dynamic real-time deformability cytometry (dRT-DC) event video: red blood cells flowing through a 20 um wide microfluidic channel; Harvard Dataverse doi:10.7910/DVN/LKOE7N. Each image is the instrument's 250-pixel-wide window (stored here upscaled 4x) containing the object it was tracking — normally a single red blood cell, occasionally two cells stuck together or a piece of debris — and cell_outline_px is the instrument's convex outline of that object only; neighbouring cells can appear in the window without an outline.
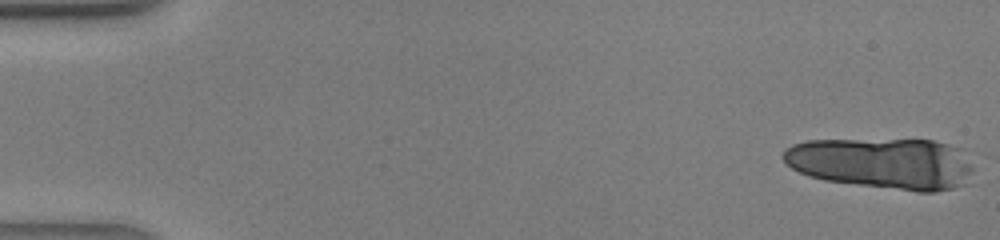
{"species": "human", "species_latin": "Homo sapiens", "temperature_condition": "warm", "stored_images_in_passage": 13, "camera_frame_rate_fps": 3000, "um_per_image_px": 0.085, "donor": {"sex": "male"}, "frame": {"image": 1, "passage_image": 1, "time_ms": 0.0, "image_size_px": [1000, 240], "cell_outline_px": [[972, 168], [968, 184], [936, 192], [916, 192], [824, 180], [808, 176], [792, 168], [780, 156], [784, 148], [792, 144], [808, 140], [932, 140], [964, 148]], "centroid_in_image_um": [75.04, 13.88], "position_along_channel_um": 10.0, "area_um2": 57.34}}